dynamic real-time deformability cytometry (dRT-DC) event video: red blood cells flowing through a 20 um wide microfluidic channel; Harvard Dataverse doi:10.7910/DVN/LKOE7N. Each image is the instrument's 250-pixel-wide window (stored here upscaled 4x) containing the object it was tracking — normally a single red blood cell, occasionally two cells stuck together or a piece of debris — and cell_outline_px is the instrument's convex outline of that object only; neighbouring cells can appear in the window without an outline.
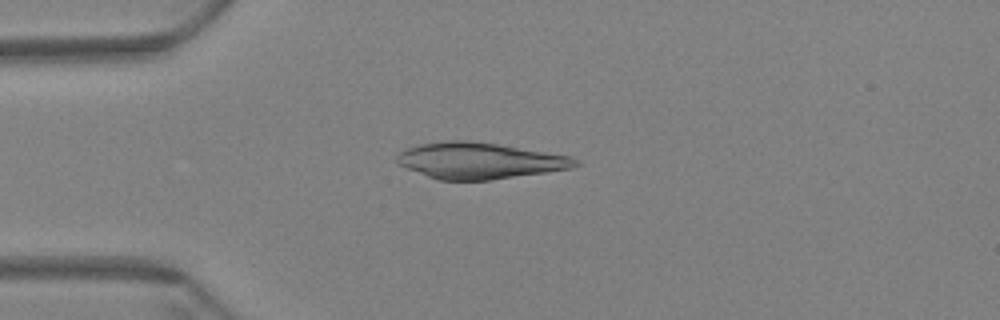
{"species": "Egyptian fruit bat (a non-hibernating species)", "species_latin": "Rousettus aegyptiacus", "temperature_condition": "warm", "stored_images_in_passage": 59, "camera_frame_rate_fps": 3000, "um_per_image_px": 0.085, "animal": {"sex": "female"}, "frame": {"image": 1, "passage_image": 15, "time_ms": 4.667, "image_size_px": [1000, 320], "cell_outline_px": [[580, 164], [572, 168], [492, 180], [440, 180], [428, 176], [408, 168], [400, 164], [396, 160], [396, 156], [400, 152], [408, 148], [420, 144], [448, 140], [468, 140], [496, 144], [572, 156], [580, 160]], "centroid_in_image_um": [40.8, 13.66], "position_along_channel_um": 44.2, "area_um2": 37.4}}
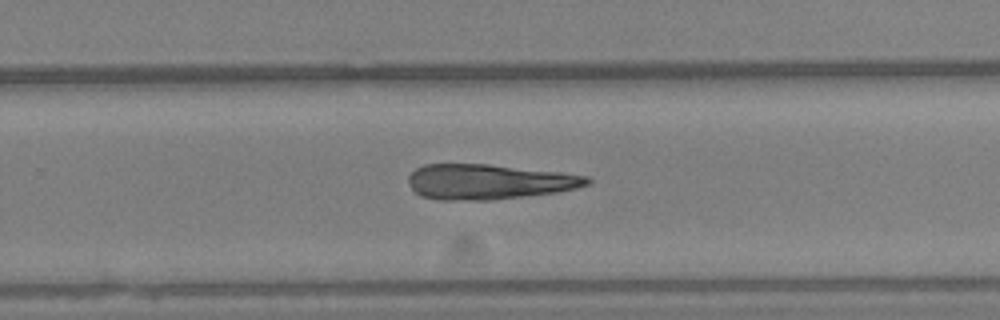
{"frame": {"image": 2, "passage_image": 38, "time_ms": 12.333, "image_size_px": [1000, 320], "cell_outline_px": [[592, 180], [588, 184], [576, 188], [556, 192], [492, 200], [436, 200], [420, 196], [408, 184], [408, 176], [416, 168], [424, 164], [488, 164], [560, 172], [588, 176]], "centroid_in_image_um": [41.51, 15.45], "position_along_channel_um": 288.3, "area_um2": 36.65}}
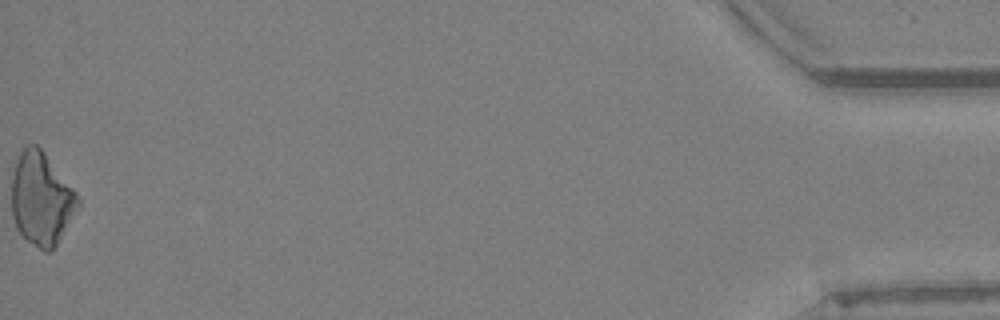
{"frame": {"image": 3, "passage_image": 59, "time_ms": 19.333, "image_size_px": [1000, 320], "cell_outline_px": [[80, 204], [52, 252], [44, 252], [28, 240], [16, 228], [12, 216], [12, 176], [16, 160], [24, 144], [36, 144], [44, 152], [76, 192], [80, 200]], "centroid_in_image_um": [3.5, 16.89], "position_along_channel_um": 431.7, "area_um2": 35.72}}